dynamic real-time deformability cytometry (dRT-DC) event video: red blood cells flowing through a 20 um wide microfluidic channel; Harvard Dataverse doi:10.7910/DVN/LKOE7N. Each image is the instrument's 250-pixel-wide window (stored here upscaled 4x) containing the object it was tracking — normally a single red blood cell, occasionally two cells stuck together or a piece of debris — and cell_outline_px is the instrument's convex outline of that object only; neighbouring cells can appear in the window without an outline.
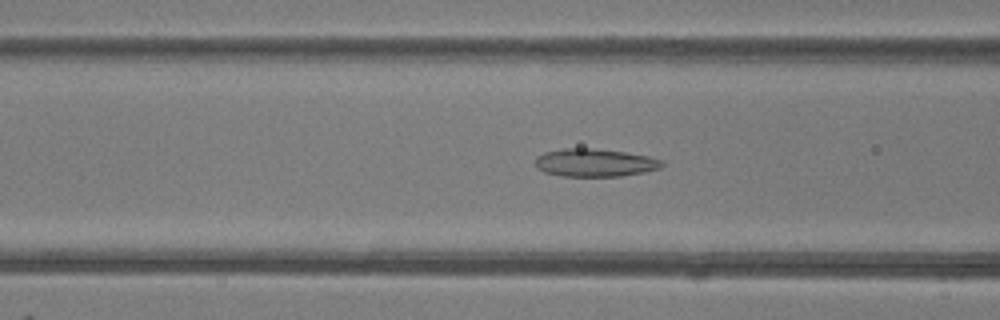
{"species": "common noctule bat (a hibernating species)", "species_latin": "Nyctalus noctula", "temperature_condition": "room temperature", "stored_images_in_passage": 50, "camera_frame_rate_fps": 3000, "um_per_image_px": 0.085, "animal": {"sex": "female"}, "frame": {"image": 1, "passage_image": 20, "time_ms": 6.333, "image_size_px": [1000, 320], "cell_outline_px": [[664, 164], [660, 168], [644, 172], [620, 176], [564, 176], [544, 172], [536, 168], [536, 156], [544, 152], [564, 148], [592, 148], [624, 152], [648, 156], [664, 160]], "centroid_in_image_um": [50.56, 13.82], "position_along_channel_um": 116.0, "area_um2": 20.63}}
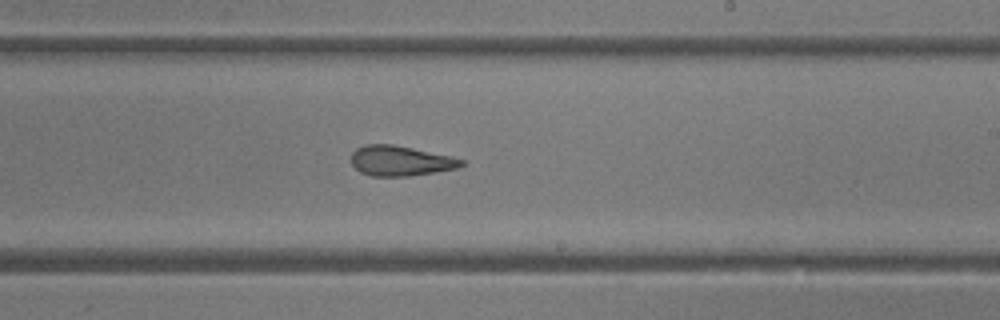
{"frame": {"image": 2, "passage_image": 30, "time_ms": 9.667, "image_size_px": [1000, 320], "cell_outline_px": [[464, 164], [456, 168], [436, 172], [408, 176], [372, 176], [360, 172], [352, 164], [352, 152], [356, 148], [364, 144], [392, 144], [452, 156], [464, 160]], "centroid_in_image_um": [34.03, 13.66], "position_along_channel_um": 255.0, "area_um2": 19.31}}
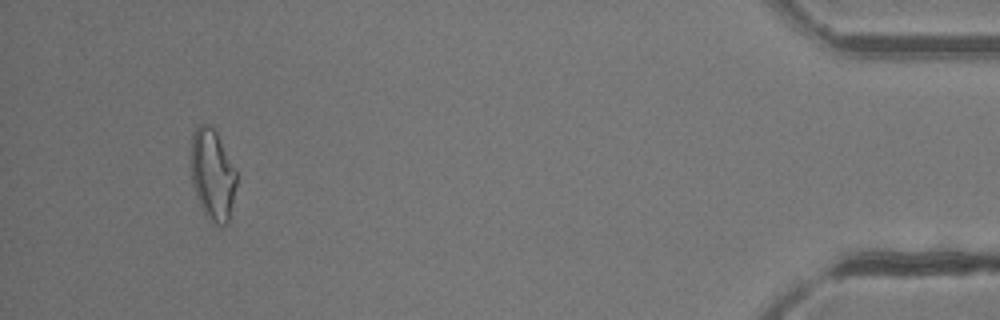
{"frame": {"image": 3, "passage_image": 47, "time_ms": 15.333, "image_size_px": [1000, 320], "cell_outline_px": [[236, 184], [228, 224], [220, 228], [212, 224], [204, 212], [200, 204], [192, 184], [192, 132], [200, 124], [204, 124], [212, 128], [216, 132], [236, 168]], "centroid_in_image_um": [18.09, 14.9], "position_along_channel_um": 417.1, "area_um2": 24.04}, "authors_computed_cell_mechanics": {"area_um2": 21.7328, "velocity_mm_per_s": 4.1663, "shape_relaxation_time_tau1_ms": 5.7789, "shape_relaxation_time_tau2_ms": 2.2605, "deformation_change_tau1": 0.1663, "deformation_change_tau2": 0.1195}}